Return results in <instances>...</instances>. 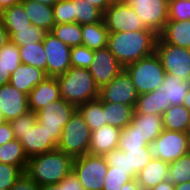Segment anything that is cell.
<instances>
[{
  "instance_id": "1",
  "label": "cell",
  "mask_w": 190,
  "mask_h": 190,
  "mask_svg": "<svg viewBox=\"0 0 190 190\" xmlns=\"http://www.w3.org/2000/svg\"><path fill=\"white\" fill-rule=\"evenodd\" d=\"M158 34L152 30L109 33L110 52L125 67L155 53Z\"/></svg>"
},
{
  "instance_id": "2",
  "label": "cell",
  "mask_w": 190,
  "mask_h": 190,
  "mask_svg": "<svg viewBox=\"0 0 190 190\" xmlns=\"http://www.w3.org/2000/svg\"><path fill=\"white\" fill-rule=\"evenodd\" d=\"M74 157L55 149L29 158L25 173L40 186L60 183L73 170Z\"/></svg>"
},
{
  "instance_id": "3",
  "label": "cell",
  "mask_w": 190,
  "mask_h": 190,
  "mask_svg": "<svg viewBox=\"0 0 190 190\" xmlns=\"http://www.w3.org/2000/svg\"><path fill=\"white\" fill-rule=\"evenodd\" d=\"M56 79L61 98L76 106L99 98V87L88 69L71 67Z\"/></svg>"
},
{
  "instance_id": "4",
  "label": "cell",
  "mask_w": 190,
  "mask_h": 190,
  "mask_svg": "<svg viewBox=\"0 0 190 190\" xmlns=\"http://www.w3.org/2000/svg\"><path fill=\"white\" fill-rule=\"evenodd\" d=\"M124 69L130 75L139 95L159 88L166 74L156 53L126 65Z\"/></svg>"
},
{
  "instance_id": "5",
  "label": "cell",
  "mask_w": 190,
  "mask_h": 190,
  "mask_svg": "<svg viewBox=\"0 0 190 190\" xmlns=\"http://www.w3.org/2000/svg\"><path fill=\"white\" fill-rule=\"evenodd\" d=\"M92 131L78 110L63 128L57 149L72 157L88 153Z\"/></svg>"
},
{
  "instance_id": "6",
  "label": "cell",
  "mask_w": 190,
  "mask_h": 190,
  "mask_svg": "<svg viewBox=\"0 0 190 190\" xmlns=\"http://www.w3.org/2000/svg\"><path fill=\"white\" fill-rule=\"evenodd\" d=\"M147 147L152 158L160 159L169 164L190 153V133L164 129Z\"/></svg>"
},
{
  "instance_id": "7",
  "label": "cell",
  "mask_w": 190,
  "mask_h": 190,
  "mask_svg": "<svg viewBox=\"0 0 190 190\" xmlns=\"http://www.w3.org/2000/svg\"><path fill=\"white\" fill-rule=\"evenodd\" d=\"M76 110V105L61 98L36 111L37 122L44 126L51 139L58 145L64 126Z\"/></svg>"
},
{
  "instance_id": "8",
  "label": "cell",
  "mask_w": 190,
  "mask_h": 190,
  "mask_svg": "<svg viewBox=\"0 0 190 190\" xmlns=\"http://www.w3.org/2000/svg\"><path fill=\"white\" fill-rule=\"evenodd\" d=\"M107 169L103 156L87 153L74 158L72 171L85 190H102Z\"/></svg>"
},
{
  "instance_id": "9",
  "label": "cell",
  "mask_w": 190,
  "mask_h": 190,
  "mask_svg": "<svg viewBox=\"0 0 190 190\" xmlns=\"http://www.w3.org/2000/svg\"><path fill=\"white\" fill-rule=\"evenodd\" d=\"M155 53L167 74L190 81V49L164 43L158 37Z\"/></svg>"
},
{
  "instance_id": "10",
  "label": "cell",
  "mask_w": 190,
  "mask_h": 190,
  "mask_svg": "<svg viewBox=\"0 0 190 190\" xmlns=\"http://www.w3.org/2000/svg\"><path fill=\"white\" fill-rule=\"evenodd\" d=\"M145 28L158 35L168 21L169 0H127Z\"/></svg>"
},
{
  "instance_id": "11",
  "label": "cell",
  "mask_w": 190,
  "mask_h": 190,
  "mask_svg": "<svg viewBox=\"0 0 190 190\" xmlns=\"http://www.w3.org/2000/svg\"><path fill=\"white\" fill-rule=\"evenodd\" d=\"M103 20L109 33L150 30L127 3L111 4L103 13Z\"/></svg>"
},
{
  "instance_id": "12",
  "label": "cell",
  "mask_w": 190,
  "mask_h": 190,
  "mask_svg": "<svg viewBox=\"0 0 190 190\" xmlns=\"http://www.w3.org/2000/svg\"><path fill=\"white\" fill-rule=\"evenodd\" d=\"M138 92L130 75L123 69L110 83L99 89L102 102L121 103L135 107Z\"/></svg>"
},
{
  "instance_id": "13",
  "label": "cell",
  "mask_w": 190,
  "mask_h": 190,
  "mask_svg": "<svg viewBox=\"0 0 190 190\" xmlns=\"http://www.w3.org/2000/svg\"><path fill=\"white\" fill-rule=\"evenodd\" d=\"M43 46L47 56V77H57L71 68V47L50 32L45 34Z\"/></svg>"
},
{
  "instance_id": "14",
  "label": "cell",
  "mask_w": 190,
  "mask_h": 190,
  "mask_svg": "<svg viewBox=\"0 0 190 190\" xmlns=\"http://www.w3.org/2000/svg\"><path fill=\"white\" fill-rule=\"evenodd\" d=\"M123 69L108 47L94 50L93 61L88 68L99 89L110 83Z\"/></svg>"
},
{
  "instance_id": "15",
  "label": "cell",
  "mask_w": 190,
  "mask_h": 190,
  "mask_svg": "<svg viewBox=\"0 0 190 190\" xmlns=\"http://www.w3.org/2000/svg\"><path fill=\"white\" fill-rule=\"evenodd\" d=\"M28 95L7 83L0 86V111L4 121H12L29 111Z\"/></svg>"
},
{
  "instance_id": "16",
  "label": "cell",
  "mask_w": 190,
  "mask_h": 190,
  "mask_svg": "<svg viewBox=\"0 0 190 190\" xmlns=\"http://www.w3.org/2000/svg\"><path fill=\"white\" fill-rule=\"evenodd\" d=\"M28 158L57 149V144L51 139L44 126L38 122L22 134L19 139Z\"/></svg>"
},
{
  "instance_id": "17",
  "label": "cell",
  "mask_w": 190,
  "mask_h": 190,
  "mask_svg": "<svg viewBox=\"0 0 190 190\" xmlns=\"http://www.w3.org/2000/svg\"><path fill=\"white\" fill-rule=\"evenodd\" d=\"M28 108L36 112L48 103L61 99L60 86L56 77H47L28 94Z\"/></svg>"
},
{
  "instance_id": "18",
  "label": "cell",
  "mask_w": 190,
  "mask_h": 190,
  "mask_svg": "<svg viewBox=\"0 0 190 190\" xmlns=\"http://www.w3.org/2000/svg\"><path fill=\"white\" fill-rule=\"evenodd\" d=\"M121 129L112 125H103L92 131L89 154L104 156L112 149L118 148Z\"/></svg>"
},
{
  "instance_id": "19",
  "label": "cell",
  "mask_w": 190,
  "mask_h": 190,
  "mask_svg": "<svg viewBox=\"0 0 190 190\" xmlns=\"http://www.w3.org/2000/svg\"><path fill=\"white\" fill-rule=\"evenodd\" d=\"M47 78L46 73L34 66L21 64L10 76L9 84L26 95Z\"/></svg>"
},
{
  "instance_id": "20",
  "label": "cell",
  "mask_w": 190,
  "mask_h": 190,
  "mask_svg": "<svg viewBox=\"0 0 190 190\" xmlns=\"http://www.w3.org/2000/svg\"><path fill=\"white\" fill-rule=\"evenodd\" d=\"M130 125L135 128V132L142 139H145L147 144L155 141L164 130L162 116L151 113L134 114Z\"/></svg>"
},
{
  "instance_id": "21",
  "label": "cell",
  "mask_w": 190,
  "mask_h": 190,
  "mask_svg": "<svg viewBox=\"0 0 190 190\" xmlns=\"http://www.w3.org/2000/svg\"><path fill=\"white\" fill-rule=\"evenodd\" d=\"M169 164L157 158L152 160L137 174L136 180L141 190H150L168 179Z\"/></svg>"
},
{
  "instance_id": "22",
  "label": "cell",
  "mask_w": 190,
  "mask_h": 190,
  "mask_svg": "<svg viewBox=\"0 0 190 190\" xmlns=\"http://www.w3.org/2000/svg\"><path fill=\"white\" fill-rule=\"evenodd\" d=\"M158 37L164 43L190 49V20L167 21Z\"/></svg>"
},
{
  "instance_id": "23",
  "label": "cell",
  "mask_w": 190,
  "mask_h": 190,
  "mask_svg": "<svg viewBox=\"0 0 190 190\" xmlns=\"http://www.w3.org/2000/svg\"><path fill=\"white\" fill-rule=\"evenodd\" d=\"M170 101L167 100L165 92L157 88L155 91L138 95L134 107V114H156L161 115L170 107Z\"/></svg>"
},
{
  "instance_id": "24",
  "label": "cell",
  "mask_w": 190,
  "mask_h": 190,
  "mask_svg": "<svg viewBox=\"0 0 190 190\" xmlns=\"http://www.w3.org/2000/svg\"><path fill=\"white\" fill-rule=\"evenodd\" d=\"M23 8L32 25L50 32L55 26L53 7L36 1L22 0Z\"/></svg>"
},
{
  "instance_id": "25",
  "label": "cell",
  "mask_w": 190,
  "mask_h": 190,
  "mask_svg": "<svg viewBox=\"0 0 190 190\" xmlns=\"http://www.w3.org/2000/svg\"><path fill=\"white\" fill-rule=\"evenodd\" d=\"M165 130L190 133V111L184 105H171L162 114Z\"/></svg>"
},
{
  "instance_id": "26",
  "label": "cell",
  "mask_w": 190,
  "mask_h": 190,
  "mask_svg": "<svg viewBox=\"0 0 190 190\" xmlns=\"http://www.w3.org/2000/svg\"><path fill=\"white\" fill-rule=\"evenodd\" d=\"M103 112L107 125L124 129L132 121L135 110L133 106L121 103L103 102Z\"/></svg>"
},
{
  "instance_id": "27",
  "label": "cell",
  "mask_w": 190,
  "mask_h": 190,
  "mask_svg": "<svg viewBox=\"0 0 190 190\" xmlns=\"http://www.w3.org/2000/svg\"><path fill=\"white\" fill-rule=\"evenodd\" d=\"M82 45L91 50L107 47L109 31L104 20L94 24L81 25Z\"/></svg>"
},
{
  "instance_id": "28",
  "label": "cell",
  "mask_w": 190,
  "mask_h": 190,
  "mask_svg": "<svg viewBox=\"0 0 190 190\" xmlns=\"http://www.w3.org/2000/svg\"><path fill=\"white\" fill-rule=\"evenodd\" d=\"M190 89V81L178 79L171 74H165V78L159 90L165 92L170 105H183L187 91Z\"/></svg>"
},
{
  "instance_id": "29",
  "label": "cell",
  "mask_w": 190,
  "mask_h": 190,
  "mask_svg": "<svg viewBox=\"0 0 190 190\" xmlns=\"http://www.w3.org/2000/svg\"><path fill=\"white\" fill-rule=\"evenodd\" d=\"M0 21L8 32H17V29L29 28L32 25L21 2L2 10Z\"/></svg>"
},
{
  "instance_id": "30",
  "label": "cell",
  "mask_w": 190,
  "mask_h": 190,
  "mask_svg": "<svg viewBox=\"0 0 190 190\" xmlns=\"http://www.w3.org/2000/svg\"><path fill=\"white\" fill-rule=\"evenodd\" d=\"M29 158L18 139H13L0 146V163L18 166L25 172Z\"/></svg>"
},
{
  "instance_id": "31",
  "label": "cell",
  "mask_w": 190,
  "mask_h": 190,
  "mask_svg": "<svg viewBox=\"0 0 190 190\" xmlns=\"http://www.w3.org/2000/svg\"><path fill=\"white\" fill-rule=\"evenodd\" d=\"M77 110L83 116L91 131L106 125L103 102L99 98L78 105Z\"/></svg>"
},
{
  "instance_id": "32",
  "label": "cell",
  "mask_w": 190,
  "mask_h": 190,
  "mask_svg": "<svg viewBox=\"0 0 190 190\" xmlns=\"http://www.w3.org/2000/svg\"><path fill=\"white\" fill-rule=\"evenodd\" d=\"M19 53L21 64L34 66L43 70L47 75V56L43 42L20 46Z\"/></svg>"
},
{
  "instance_id": "33",
  "label": "cell",
  "mask_w": 190,
  "mask_h": 190,
  "mask_svg": "<svg viewBox=\"0 0 190 190\" xmlns=\"http://www.w3.org/2000/svg\"><path fill=\"white\" fill-rule=\"evenodd\" d=\"M52 35L58 38L69 47L82 45V30L78 23L56 24L50 31Z\"/></svg>"
},
{
  "instance_id": "34",
  "label": "cell",
  "mask_w": 190,
  "mask_h": 190,
  "mask_svg": "<svg viewBox=\"0 0 190 190\" xmlns=\"http://www.w3.org/2000/svg\"><path fill=\"white\" fill-rule=\"evenodd\" d=\"M103 20V13L86 0H74V23L94 24Z\"/></svg>"
},
{
  "instance_id": "35",
  "label": "cell",
  "mask_w": 190,
  "mask_h": 190,
  "mask_svg": "<svg viewBox=\"0 0 190 190\" xmlns=\"http://www.w3.org/2000/svg\"><path fill=\"white\" fill-rule=\"evenodd\" d=\"M168 180L174 185L190 181V153L169 163Z\"/></svg>"
},
{
  "instance_id": "36",
  "label": "cell",
  "mask_w": 190,
  "mask_h": 190,
  "mask_svg": "<svg viewBox=\"0 0 190 190\" xmlns=\"http://www.w3.org/2000/svg\"><path fill=\"white\" fill-rule=\"evenodd\" d=\"M46 33L44 29L31 25L29 28L17 29V32H9V35L10 41L20 47L42 42Z\"/></svg>"
},
{
  "instance_id": "37",
  "label": "cell",
  "mask_w": 190,
  "mask_h": 190,
  "mask_svg": "<svg viewBox=\"0 0 190 190\" xmlns=\"http://www.w3.org/2000/svg\"><path fill=\"white\" fill-rule=\"evenodd\" d=\"M129 174L136 178L137 174L152 160L148 147L128 149Z\"/></svg>"
},
{
  "instance_id": "38",
  "label": "cell",
  "mask_w": 190,
  "mask_h": 190,
  "mask_svg": "<svg viewBox=\"0 0 190 190\" xmlns=\"http://www.w3.org/2000/svg\"><path fill=\"white\" fill-rule=\"evenodd\" d=\"M0 61L6 70L12 74L21 65L19 47L9 41L0 49Z\"/></svg>"
},
{
  "instance_id": "39",
  "label": "cell",
  "mask_w": 190,
  "mask_h": 190,
  "mask_svg": "<svg viewBox=\"0 0 190 190\" xmlns=\"http://www.w3.org/2000/svg\"><path fill=\"white\" fill-rule=\"evenodd\" d=\"M147 143L145 139H142L136 132L135 128L130 124L121 129L120 140L118 144V148L123 150L124 152L128 151V149H141L143 147H147Z\"/></svg>"
},
{
  "instance_id": "40",
  "label": "cell",
  "mask_w": 190,
  "mask_h": 190,
  "mask_svg": "<svg viewBox=\"0 0 190 190\" xmlns=\"http://www.w3.org/2000/svg\"><path fill=\"white\" fill-rule=\"evenodd\" d=\"M132 179L134 178L129 171L114 170V167L108 166L102 190H121L123 185Z\"/></svg>"
},
{
  "instance_id": "41",
  "label": "cell",
  "mask_w": 190,
  "mask_h": 190,
  "mask_svg": "<svg viewBox=\"0 0 190 190\" xmlns=\"http://www.w3.org/2000/svg\"><path fill=\"white\" fill-rule=\"evenodd\" d=\"M56 24L74 23V0H59L53 6Z\"/></svg>"
},
{
  "instance_id": "42",
  "label": "cell",
  "mask_w": 190,
  "mask_h": 190,
  "mask_svg": "<svg viewBox=\"0 0 190 190\" xmlns=\"http://www.w3.org/2000/svg\"><path fill=\"white\" fill-rule=\"evenodd\" d=\"M94 50L86 46L71 47V67L88 69L93 61Z\"/></svg>"
},
{
  "instance_id": "43",
  "label": "cell",
  "mask_w": 190,
  "mask_h": 190,
  "mask_svg": "<svg viewBox=\"0 0 190 190\" xmlns=\"http://www.w3.org/2000/svg\"><path fill=\"white\" fill-rule=\"evenodd\" d=\"M190 20V0H169L168 21Z\"/></svg>"
},
{
  "instance_id": "44",
  "label": "cell",
  "mask_w": 190,
  "mask_h": 190,
  "mask_svg": "<svg viewBox=\"0 0 190 190\" xmlns=\"http://www.w3.org/2000/svg\"><path fill=\"white\" fill-rule=\"evenodd\" d=\"M22 173L23 171L18 166L0 163V188L11 190Z\"/></svg>"
},
{
  "instance_id": "45",
  "label": "cell",
  "mask_w": 190,
  "mask_h": 190,
  "mask_svg": "<svg viewBox=\"0 0 190 190\" xmlns=\"http://www.w3.org/2000/svg\"><path fill=\"white\" fill-rule=\"evenodd\" d=\"M36 122V112L29 110L27 113L20 115L18 118L10 121L9 123L13 129L15 139L19 140L22 134H24L29 127L34 126Z\"/></svg>"
},
{
  "instance_id": "46",
  "label": "cell",
  "mask_w": 190,
  "mask_h": 190,
  "mask_svg": "<svg viewBox=\"0 0 190 190\" xmlns=\"http://www.w3.org/2000/svg\"><path fill=\"white\" fill-rule=\"evenodd\" d=\"M108 166L114 170L129 171L128 155L119 148L112 149L103 156Z\"/></svg>"
},
{
  "instance_id": "47",
  "label": "cell",
  "mask_w": 190,
  "mask_h": 190,
  "mask_svg": "<svg viewBox=\"0 0 190 190\" xmlns=\"http://www.w3.org/2000/svg\"><path fill=\"white\" fill-rule=\"evenodd\" d=\"M40 190H85L72 171L60 183L52 185H42Z\"/></svg>"
},
{
  "instance_id": "48",
  "label": "cell",
  "mask_w": 190,
  "mask_h": 190,
  "mask_svg": "<svg viewBox=\"0 0 190 190\" xmlns=\"http://www.w3.org/2000/svg\"><path fill=\"white\" fill-rule=\"evenodd\" d=\"M11 190H40V185L23 172L16 180Z\"/></svg>"
},
{
  "instance_id": "49",
  "label": "cell",
  "mask_w": 190,
  "mask_h": 190,
  "mask_svg": "<svg viewBox=\"0 0 190 190\" xmlns=\"http://www.w3.org/2000/svg\"><path fill=\"white\" fill-rule=\"evenodd\" d=\"M15 139L13 129L8 121L0 122V146Z\"/></svg>"
},
{
  "instance_id": "50",
  "label": "cell",
  "mask_w": 190,
  "mask_h": 190,
  "mask_svg": "<svg viewBox=\"0 0 190 190\" xmlns=\"http://www.w3.org/2000/svg\"><path fill=\"white\" fill-rule=\"evenodd\" d=\"M10 41L9 32L0 21V49Z\"/></svg>"
},
{
  "instance_id": "51",
  "label": "cell",
  "mask_w": 190,
  "mask_h": 190,
  "mask_svg": "<svg viewBox=\"0 0 190 190\" xmlns=\"http://www.w3.org/2000/svg\"><path fill=\"white\" fill-rule=\"evenodd\" d=\"M11 74L6 70L5 66L0 61V86L9 83Z\"/></svg>"
},
{
  "instance_id": "52",
  "label": "cell",
  "mask_w": 190,
  "mask_h": 190,
  "mask_svg": "<svg viewBox=\"0 0 190 190\" xmlns=\"http://www.w3.org/2000/svg\"><path fill=\"white\" fill-rule=\"evenodd\" d=\"M86 1L91 3L92 6L98 8L102 13H104L105 10L110 6L108 0H86Z\"/></svg>"
},
{
  "instance_id": "53",
  "label": "cell",
  "mask_w": 190,
  "mask_h": 190,
  "mask_svg": "<svg viewBox=\"0 0 190 190\" xmlns=\"http://www.w3.org/2000/svg\"><path fill=\"white\" fill-rule=\"evenodd\" d=\"M150 190H175L174 184L168 179L158 183L156 186L152 187Z\"/></svg>"
},
{
  "instance_id": "54",
  "label": "cell",
  "mask_w": 190,
  "mask_h": 190,
  "mask_svg": "<svg viewBox=\"0 0 190 190\" xmlns=\"http://www.w3.org/2000/svg\"><path fill=\"white\" fill-rule=\"evenodd\" d=\"M121 190H141V188L137 180L134 178L131 181L125 183Z\"/></svg>"
},
{
  "instance_id": "55",
  "label": "cell",
  "mask_w": 190,
  "mask_h": 190,
  "mask_svg": "<svg viewBox=\"0 0 190 190\" xmlns=\"http://www.w3.org/2000/svg\"><path fill=\"white\" fill-rule=\"evenodd\" d=\"M22 0H0V12L6 8H10L15 4L20 3Z\"/></svg>"
},
{
  "instance_id": "56",
  "label": "cell",
  "mask_w": 190,
  "mask_h": 190,
  "mask_svg": "<svg viewBox=\"0 0 190 190\" xmlns=\"http://www.w3.org/2000/svg\"><path fill=\"white\" fill-rule=\"evenodd\" d=\"M31 1H36L38 3L53 7L59 0H31Z\"/></svg>"
},
{
  "instance_id": "57",
  "label": "cell",
  "mask_w": 190,
  "mask_h": 190,
  "mask_svg": "<svg viewBox=\"0 0 190 190\" xmlns=\"http://www.w3.org/2000/svg\"><path fill=\"white\" fill-rule=\"evenodd\" d=\"M175 190H190V181L179 185H174Z\"/></svg>"
},
{
  "instance_id": "58",
  "label": "cell",
  "mask_w": 190,
  "mask_h": 190,
  "mask_svg": "<svg viewBox=\"0 0 190 190\" xmlns=\"http://www.w3.org/2000/svg\"><path fill=\"white\" fill-rule=\"evenodd\" d=\"M183 105L190 111V89L187 91Z\"/></svg>"
},
{
  "instance_id": "59",
  "label": "cell",
  "mask_w": 190,
  "mask_h": 190,
  "mask_svg": "<svg viewBox=\"0 0 190 190\" xmlns=\"http://www.w3.org/2000/svg\"><path fill=\"white\" fill-rule=\"evenodd\" d=\"M110 5L111 4H120V3H126L127 0H108Z\"/></svg>"
},
{
  "instance_id": "60",
  "label": "cell",
  "mask_w": 190,
  "mask_h": 190,
  "mask_svg": "<svg viewBox=\"0 0 190 190\" xmlns=\"http://www.w3.org/2000/svg\"><path fill=\"white\" fill-rule=\"evenodd\" d=\"M4 121L1 115V111H0V122Z\"/></svg>"
}]
</instances>
